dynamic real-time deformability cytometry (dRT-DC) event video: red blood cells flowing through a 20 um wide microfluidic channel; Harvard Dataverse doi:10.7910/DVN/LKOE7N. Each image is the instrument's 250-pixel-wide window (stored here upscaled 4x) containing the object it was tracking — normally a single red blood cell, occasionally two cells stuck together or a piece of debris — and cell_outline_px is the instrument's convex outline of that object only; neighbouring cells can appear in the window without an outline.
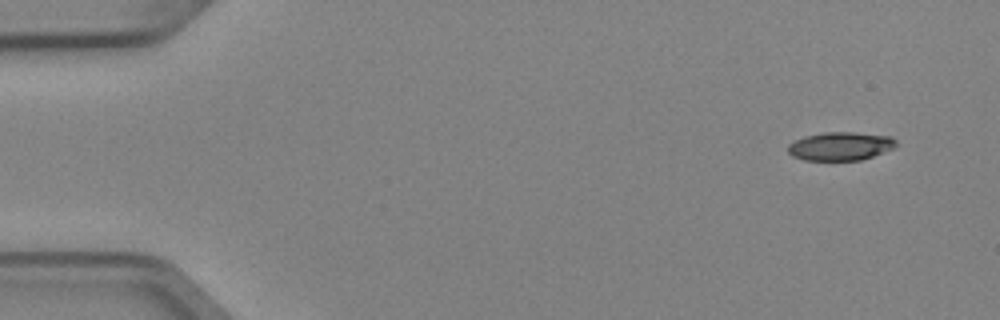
{"species": "Egyptian fruit bat (a non-hibernating species)", "species_latin": "Rousettus aegyptiacus", "temperature_condition": "cold", "stored_images_in_passage": 7, "camera_frame_rate_fps": 3000, "um_per_image_px": 0.085, "animal": {"sex": "female"}, "frame": {"image": 1, "passage_image": 1, "time_ms": 0.0, "image_size_px": [1000, 320], "cell_outline_px": [[896, 144], [892, 148], [884, 152], [860, 160], [804, 160], [792, 156], [788, 152], [788, 144], [804, 136], [824, 132], [852, 132], [892, 136], [896, 140]], "centroid_in_image_um": [71.42, 12.42], "position_along_channel_um": 13.6, "area_um2": 17.86}}
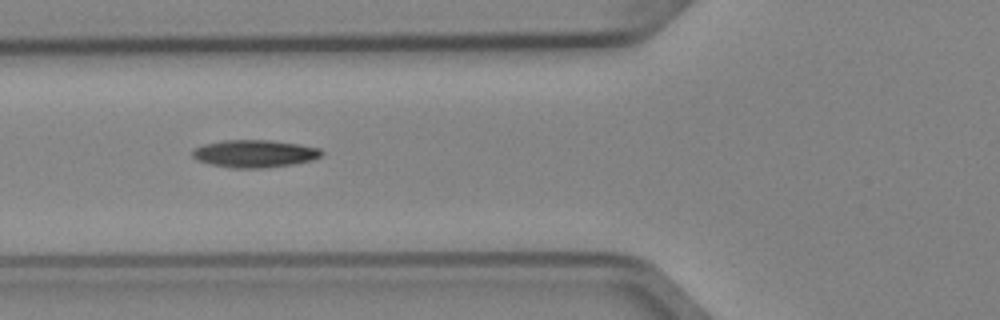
{"frame": {"image": 2, "passage_image": 5, "time_ms": 1.333, "image_size_px": [1000, 320], "cell_outline_px": [[324, 152], [320, 156], [312, 160], [292, 164], [264, 168], [232, 168], [212, 164], [196, 160], [192, 156], [192, 152], [196, 148], [204, 144], [224, 140], [272, 140], [300, 144], [320, 148]], "centroid_in_image_um": [21.66, 13.05], "position_along_channel_um": 104.1, "area_um2": 20.69}}
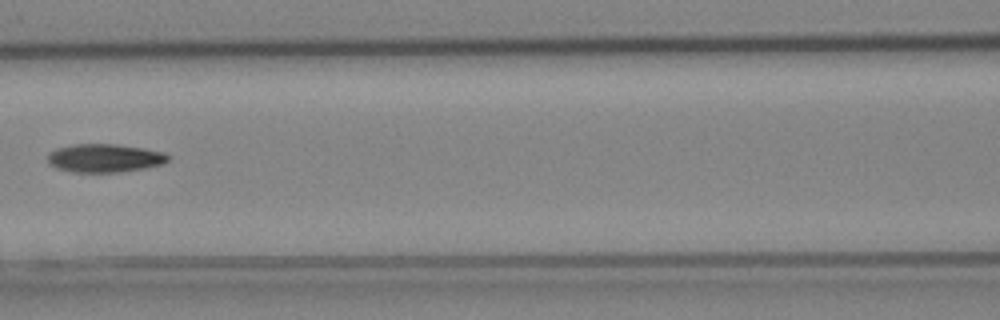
{"frame": {"image": 3, "passage_image": 6, "time_ms": 1.667, "image_size_px": [1000, 320], "cell_outline_px": [[168, 160], [164, 164], [148, 168], [120, 172], [72, 172], [56, 168], [48, 160], [48, 152], [56, 148], [76, 144], [112, 144], [144, 148], [164, 152], [168, 156]], "centroid_in_image_um": [8.91, 13.44], "position_along_channel_um": 157.7, "area_um2": 19.94}}